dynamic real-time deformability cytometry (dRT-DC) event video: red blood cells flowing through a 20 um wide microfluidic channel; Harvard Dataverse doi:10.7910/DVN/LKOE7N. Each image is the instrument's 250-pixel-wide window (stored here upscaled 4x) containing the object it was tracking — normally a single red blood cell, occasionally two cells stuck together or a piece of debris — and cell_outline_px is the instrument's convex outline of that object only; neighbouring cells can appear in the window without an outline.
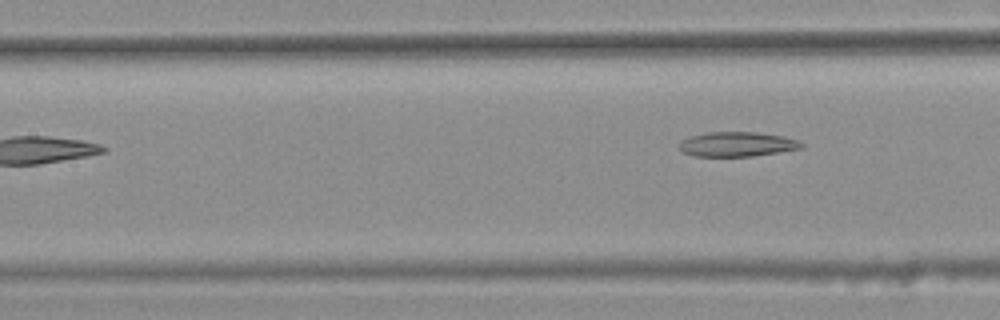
{"species": "common noctule bat (a hibernating species)", "species_latin": "Nyctalus noctula", "temperature_condition": "warm", "stored_images_in_passage": 9, "camera_frame_rate_fps": 3000, "um_per_image_px": 0.085, "animal": {"sex": "female", "body_mass_g": 25.1}, "frame": {"image": 1, "passage_image": 9, "time_ms": 2.667, "image_size_px": [1000, 320], "cell_outline_px": [[804, 148], [752, 156], [692, 156], [684, 152], [680, 148], [680, 140], [692, 136], [708, 132], [756, 132], [784, 136], [796, 140], [804, 144]], "centroid_in_image_um": [62.67, 12.26], "position_along_channel_um": 144.7, "area_um2": 17.46}}